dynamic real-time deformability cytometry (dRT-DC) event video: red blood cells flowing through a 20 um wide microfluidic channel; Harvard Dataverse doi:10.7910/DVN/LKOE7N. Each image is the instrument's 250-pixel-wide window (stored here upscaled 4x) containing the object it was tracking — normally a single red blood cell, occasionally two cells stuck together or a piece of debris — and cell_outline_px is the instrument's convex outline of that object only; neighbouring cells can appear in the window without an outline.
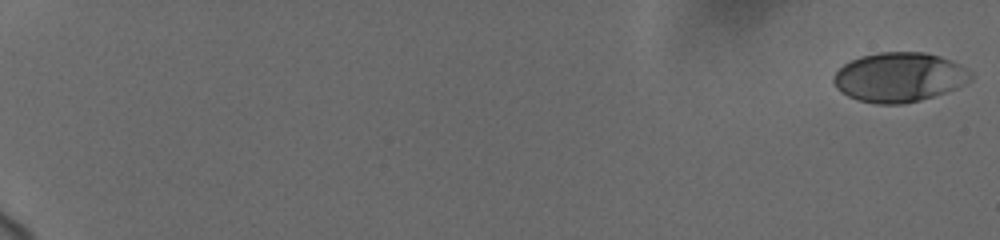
{"species": "human", "species_latin": "Homo sapiens", "temperature_condition": "cold", "stored_images_in_passage": 11, "camera_frame_rate_fps": 3000, "um_per_image_px": 0.085, "donor": {"sex": "female"}, "frame": {"image": 1, "passage_image": 1, "time_ms": 0.0, "image_size_px": [1000, 240], "cell_outline_px": [[960, 84], [956, 88], [920, 100], [900, 104], [876, 104], [860, 100], [848, 96], [840, 92], [836, 88], [832, 80], [836, 72], [844, 64], [860, 56], [880, 52], [924, 52], [940, 56], [956, 64], [960, 68]], "centroid_in_image_um": [76.22, 6.57], "position_along_channel_um": 8.8, "area_um2": 37.97}}
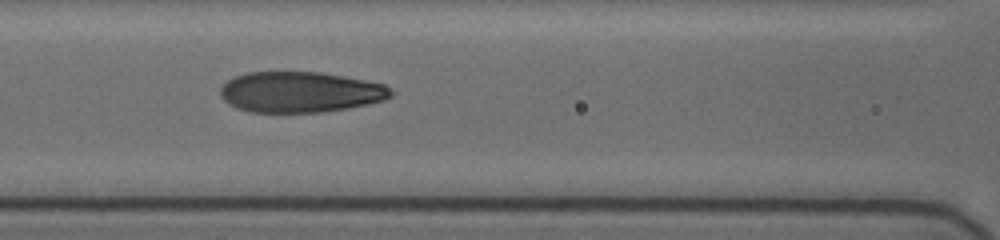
{"frame": {"image": 2, "passage_image": 10, "time_ms": 9.667, "image_size_px": [1000, 240], "cell_outline_px": [[392, 96], [384, 100], [368, 104], [348, 108], [324, 112], [248, 112], [236, 108], [228, 104], [220, 96], [220, 88], [228, 80], [236, 76], [248, 72], [320, 72], [364, 80], [384, 84], [392, 92]], "centroid_in_image_um": [25.49, 7.83], "position_along_channel_um": 141.1, "area_um2": 40.46}}
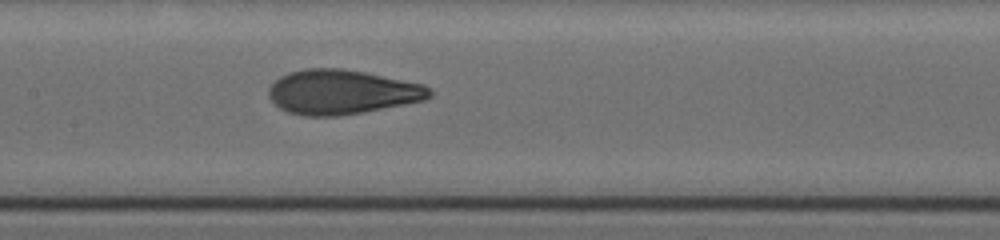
{"frame": {"image": 3, "passage_image": 11, "time_ms": 10.667, "image_size_px": [1000, 240], "cell_outline_px": [[432, 96], [424, 100], [364, 112], [336, 116], [304, 116], [288, 112], [280, 108], [268, 96], [268, 88], [280, 76], [288, 72], [304, 68], [340, 68], [364, 72], [424, 84], [432, 88]], "centroid_in_image_um": [29.06, 7.82], "position_along_channel_um": 178.3, "area_um2": 41.79}}